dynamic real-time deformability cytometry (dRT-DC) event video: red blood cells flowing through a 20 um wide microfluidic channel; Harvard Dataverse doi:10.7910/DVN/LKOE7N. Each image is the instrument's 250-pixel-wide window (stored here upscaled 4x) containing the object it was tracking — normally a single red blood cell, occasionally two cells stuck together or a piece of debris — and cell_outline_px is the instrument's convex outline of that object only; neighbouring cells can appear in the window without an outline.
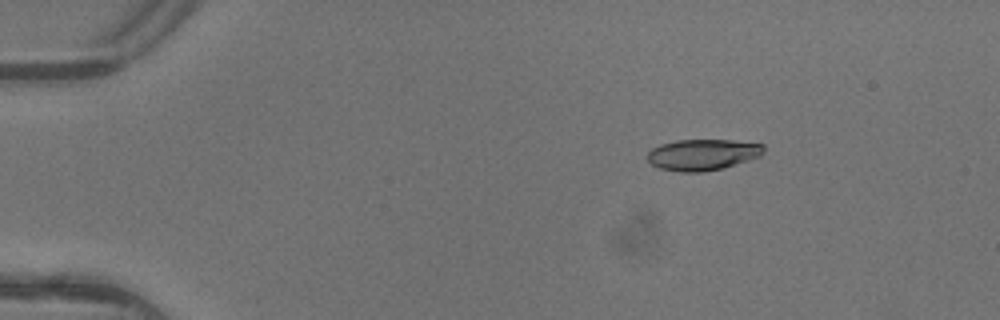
{"species": "common noctule bat (a hibernating species)", "species_latin": "Nyctalus noctula", "temperature_condition": "warm", "stored_images_in_passage": 4, "camera_frame_rate_fps": 3000, "um_per_image_px": 0.085, "animal": {"sex": "female"}, "frame": {"image": 1, "passage_image": 2, "time_ms": 0.333, "image_size_px": [1000, 320], "cell_outline_px": [[764, 152], [760, 156], [724, 168], [704, 172], [680, 172], [660, 168], [652, 164], [648, 160], [648, 152], [652, 148], [660, 144], [676, 140], [732, 140], [764, 144]], "centroid_in_image_um": [59.73, 13.14], "position_along_channel_um": 25.3, "area_um2": 21.15}}